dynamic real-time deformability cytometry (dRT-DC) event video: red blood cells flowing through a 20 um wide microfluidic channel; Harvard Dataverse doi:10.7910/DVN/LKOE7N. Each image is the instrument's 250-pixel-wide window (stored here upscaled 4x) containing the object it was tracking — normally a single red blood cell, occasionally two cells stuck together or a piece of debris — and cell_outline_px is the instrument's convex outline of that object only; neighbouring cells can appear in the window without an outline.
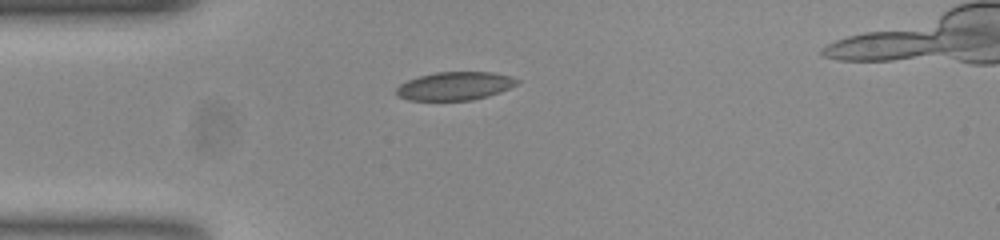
{"species": "common noctule bat (a hibernating species)", "species_latin": "Nyctalus noctula", "temperature_condition": "room temperature", "stored_images_in_passage": 39, "camera_frame_rate_fps": 3000, "um_per_image_px": 0.085, "animal": {"sex": "female", "body_mass_g": 23.0, "forearm_length_mm": 53.4}, "frame": {"image": 1, "passage_image": 1, "time_ms": 0.0, "image_size_px": [1000, 240], "cell_outline_px": [[520, 84], [500, 92], [488, 96], [472, 100], [408, 100], [396, 96], [396, 88], [400, 84], [408, 80], [420, 76], [436, 72], [492, 72], [512, 76], [520, 80]], "centroid_in_image_um": [38.7, 7.31], "position_along_channel_um": 46.3, "area_um2": 20.06}}
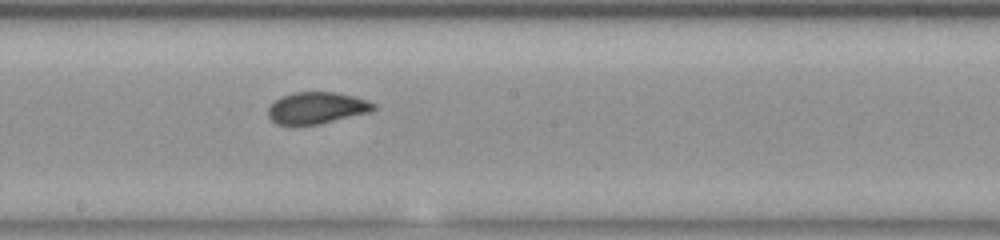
{"frame": {"image": 2, "passage_image": 16, "time_ms": 5.0, "image_size_px": [1000, 240], "cell_outline_px": [[376, 108], [372, 112], [320, 124], [276, 124], [268, 116], [268, 108], [272, 100], [280, 96], [292, 92], [336, 92], [356, 96], [368, 100], [376, 104]], "centroid_in_image_um": [26.94, 9.15], "position_along_channel_um": 221.3, "area_um2": 19.83}}
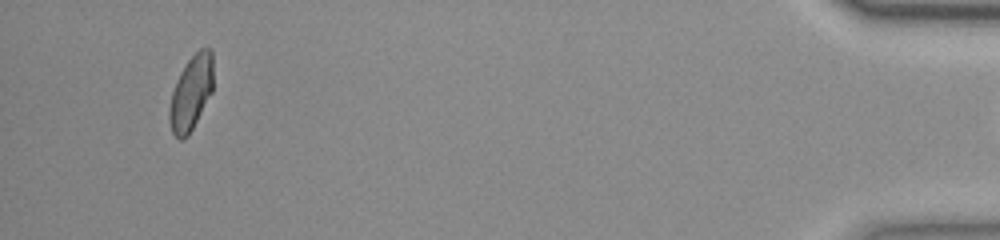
{"frame": {"image": 3, "passage_image": 38, "time_ms": 12.333, "image_size_px": [1000, 240], "cell_outline_px": [[212, 92], [188, 136], [180, 140], [172, 132], [168, 120], [168, 112], [172, 92], [176, 80], [180, 72], [188, 60], [200, 48], [212, 48]], "centroid_in_image_um": [16.22, 7.9], "position_along_channel_um": 419.0, "area_um2": 18.96}}